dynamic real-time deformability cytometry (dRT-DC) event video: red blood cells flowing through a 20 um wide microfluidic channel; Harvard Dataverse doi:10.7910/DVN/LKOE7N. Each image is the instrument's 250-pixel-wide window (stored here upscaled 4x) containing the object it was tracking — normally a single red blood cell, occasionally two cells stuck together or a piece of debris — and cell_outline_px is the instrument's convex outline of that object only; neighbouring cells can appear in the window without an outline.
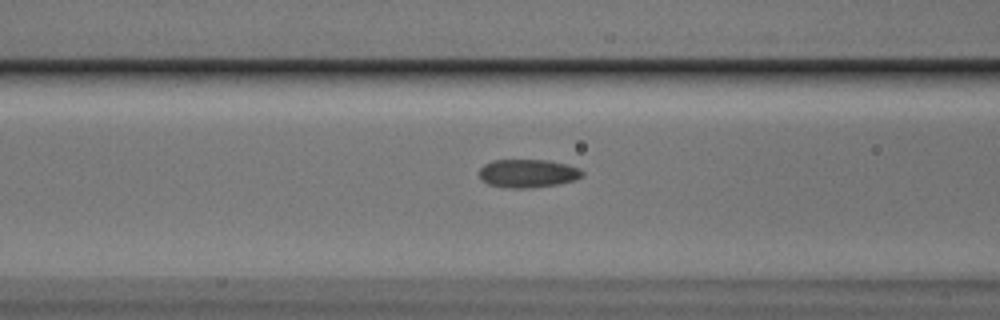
{"species": "Egyptian fruit bat (a non-hibernating species)", "species_latin": "Rousettus aegyptiacus", "temperature_condition": "cold", "stored_images_in_passage": 8, "camera_frame_rate_fps": 3000, "um_per_image_px": 0.085, "animal": {"sex": "male"}, "frame": {"image": 1, "passage_image": 6, "time_ms": 1.667, "image_size_px": [1000, 320], "cell_outline_px": [[584, 176], [560, 184], [532, 188], [504, 188], [488, 184], [480, 180], [480, 168], [484, 164], [492, 160], [548, 160], [580, 168], [584, 172]], "centroid_in_image_um": [44.85, 14.75], "position_along_channel_um": 121.8, "area_um2": 17.17}}